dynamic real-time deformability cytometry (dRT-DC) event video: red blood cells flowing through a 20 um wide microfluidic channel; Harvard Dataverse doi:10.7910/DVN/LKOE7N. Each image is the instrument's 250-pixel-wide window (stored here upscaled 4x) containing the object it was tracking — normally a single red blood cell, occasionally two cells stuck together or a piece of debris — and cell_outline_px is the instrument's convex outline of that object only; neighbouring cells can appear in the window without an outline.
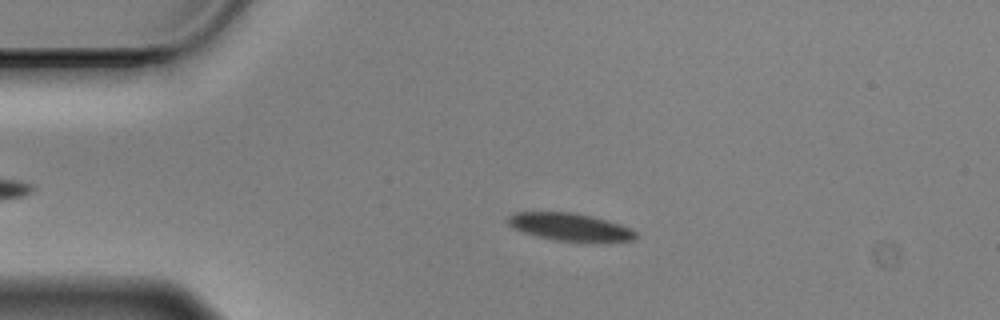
{"species": "Egyptian fruit bat (a non-hibernating species)", "species_latin": "Rousettus aegyptiacus", "temperature_condition": "cold", "stored_images_in_passage": 57, "camera_frame_rate_fps": 3000, "um_per_image_px": 0.085, "animal": {"sex": "male"}, "frame": {"image": 1, "passage_image": 12, "time_ms": 3.667, "image_size_px": [1000, 320], "cell_outline_px": [[636, 236], [632, 240], [552, 240], [536, 236], [512, 228], [508, 224], [508, 216], [516, 212], [572, 212], [592, 216], [608, 220], [620, 224], [636, 232]], "centroid_in_image_um": [48.36, 19.26], "position_along_channel_um": 36.6, "area_um2": 20.0}}
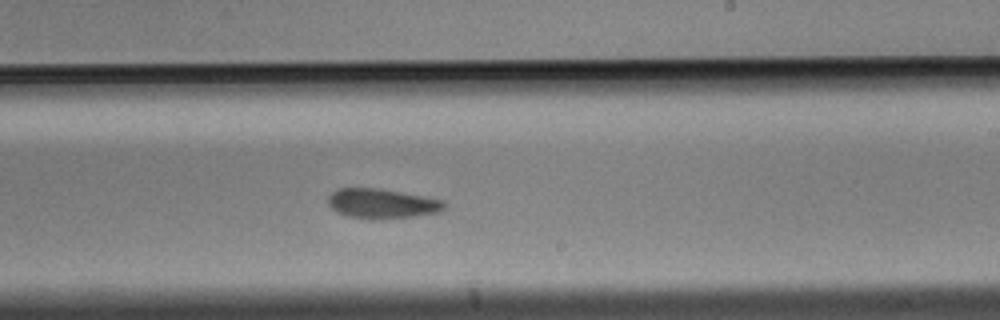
{"frame": {"image": 2, "passage_image": 34, "time_ms": 11.0, "image_size_px": [1000, 320], "cell_outline_px": [[444, 208], [440, 212], [416, 216], [372, 220], [348, 216], [336, 212], [328, 204], [328, 196], [336, 188], [380, 188], [424, 196], [444, 200]], "centroid_in_image_um": [32.45, 17.3], "position_along_channel_um": 256.6, "area_um2": 20.35}}
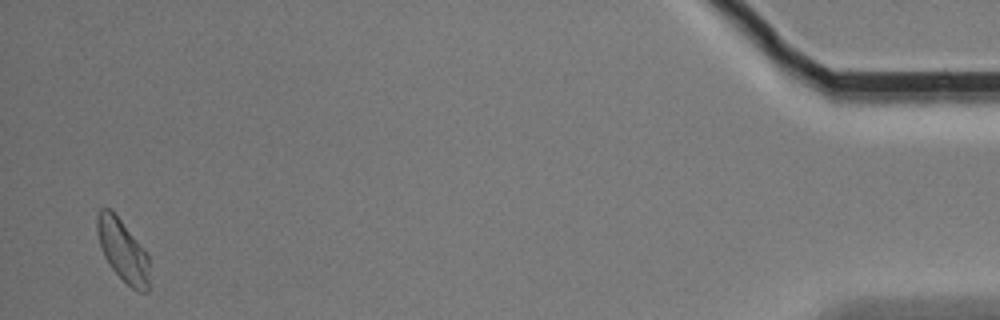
{"frame": {"image": 3, "passage_image": 56, "time_ms": 18.333, "image_size_px": [1000, 320], "cell_outline_px": [[148, 292], [140, 292], [132, 288], [108, 264], [100, 248], [96, 232], [96, 216], [100, 208], [108, 208], [120, 220], [144, 248], [148, 256]], "centroid_in_image_um": [10.4, 21.28], "position_along_channel_um": 424.8, "area_um2": 18.67}, "authors_computed_cell_mechanics": {"area_um2": 20.3456, "velocity_mm_per_s": 3.4607, "shape_relaxation_time_tau1_ms": 6.8801, "shape_relaxation_time_tau2_ms": null, "deformation_change_tau1": 0.0998, "deformation_change_tau2": null}}